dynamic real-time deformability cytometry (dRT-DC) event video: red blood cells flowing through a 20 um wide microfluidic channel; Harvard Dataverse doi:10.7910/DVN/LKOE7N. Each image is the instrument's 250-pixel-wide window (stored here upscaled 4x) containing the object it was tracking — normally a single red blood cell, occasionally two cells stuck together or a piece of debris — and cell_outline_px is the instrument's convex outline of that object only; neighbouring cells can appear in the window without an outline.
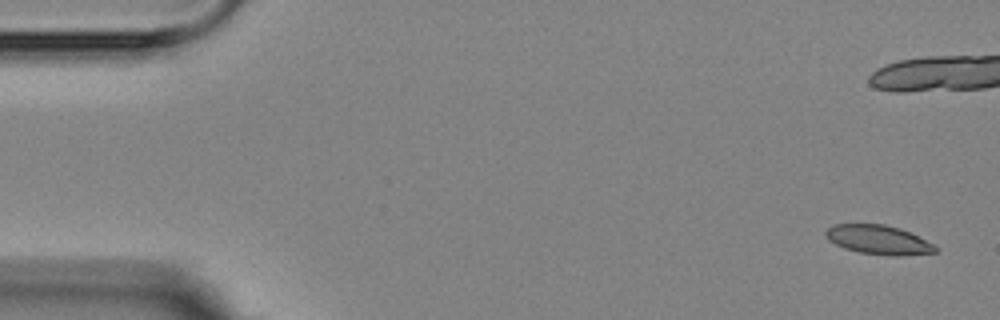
{"species": "Egyptian fruit bat (a non-hibernating species)", "species_latin": "Rousettus aegyptiacus", "temperature_condition": "room temperature", "stored_images_in_passage": 9, "camera_frame_rate_fps": 3000, "um_per_image_px": 0.085, "animal": {"sex": "female"}, "frame": {"image": 1, "passage_image": 1, "time_ms": 0.0, "image_size_px": [1000, 320], "cell_outline_px": [[936, 252], [896, 256], [892, 256], [860, 252], [844, 248], [828, 240], [824, 236], [824, 232], [832, 224], [884, 224], [900, 228], [932, 244], [936, 248]], "centroid_in_image_um": [74.59, 20.37], "position_along_channel_um": 10.4, "area_um2": 18.38}}